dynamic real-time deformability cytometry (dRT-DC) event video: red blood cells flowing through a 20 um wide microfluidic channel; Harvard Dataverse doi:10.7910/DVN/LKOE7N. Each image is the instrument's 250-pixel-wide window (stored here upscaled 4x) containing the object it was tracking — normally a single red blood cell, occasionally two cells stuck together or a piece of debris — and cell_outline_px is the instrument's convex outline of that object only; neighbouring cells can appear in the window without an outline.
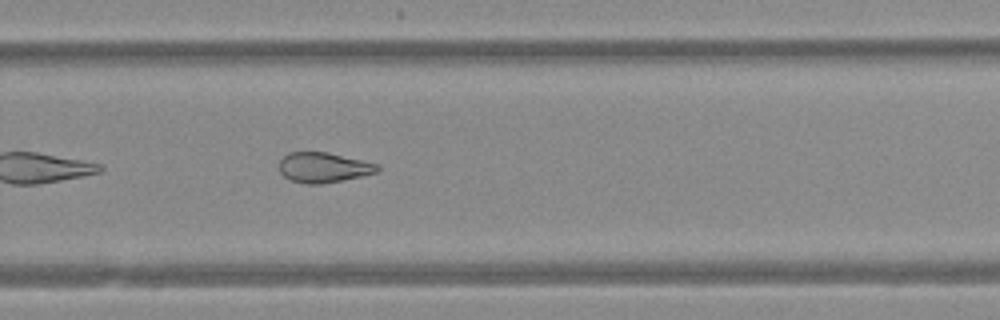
{"species": "Egyptian fruit bat (a non-hibernating species)", "species_latin": "Rousettus aegyptiacus", "temperature_condition": "warm", "stored_images_in_passage": 36, "camera_frame_rate_fps": 3000, "um_per_image_px": 0.085, "animal": {"sex": "female"}, "frame": {"image": 1, "passage_image": 20, "time_ms": 6.333, "image_size_px": [1000, 320], "cell_outline_px": [[380, 168], [376, 172], [360, 176], [320, 184], [304, 184], [288, 180], [280, 172], [280, 160], [288, 152], [328, 152], [380, 164]], "centroid_in_image_um": [27.48, 14.23], "position_along_channel_um": 302.3, "area_um2": 17.22}}